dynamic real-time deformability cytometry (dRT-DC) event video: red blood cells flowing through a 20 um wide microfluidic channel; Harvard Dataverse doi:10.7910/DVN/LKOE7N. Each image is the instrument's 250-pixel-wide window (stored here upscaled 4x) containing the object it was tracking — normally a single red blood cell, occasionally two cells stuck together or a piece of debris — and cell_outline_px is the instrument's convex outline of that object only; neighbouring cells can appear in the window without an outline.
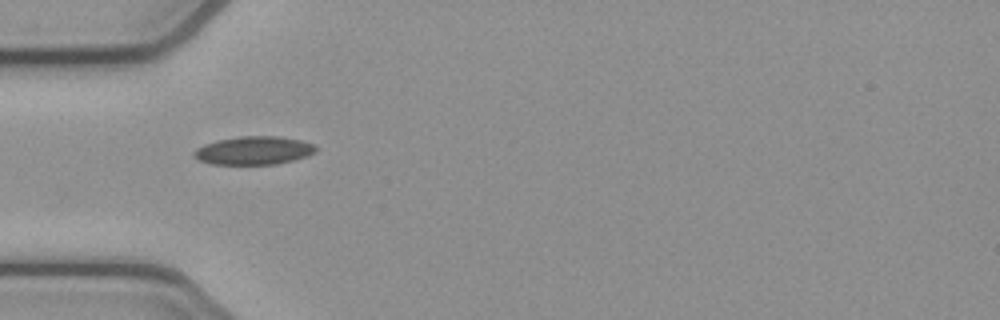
{"species": "common noctule bat (a hibernating species)", "species_latin": "Nyctalus noctula", "temperature_condition": "cold", "stored_images_in_passage": 4, "camera_frame_rate_fps": 3000, "um_per_image_px": 0.085, "animal": {"sex": "female", "body_mass_g": 21.9}, "frame": {"image": 1, "passage_image": 1, "time_ms": 0.0, "image_size_px": [1000, 320], "cell_outline_px": [[316, 152], [308, 156], [276, 164], [212, 164], [200, 160], [192, 156], [192, 152], [196, 148], [204, 144], [216, 140], [240, 136], [280, 136], [300, 140], [312, 144], [316, 148]], "centroid_in_image_um": [21.54, 12.79], "position_along_channel_um": 63.5, "area_um2": 20.11}}
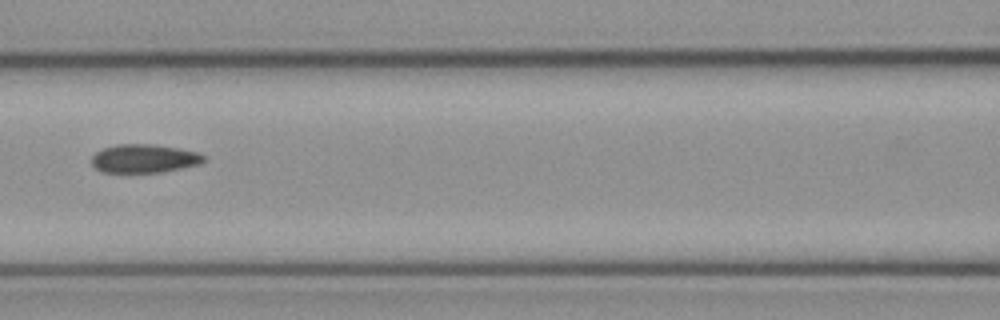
{"frame": {"image": 2, "passage_image": 3, "time_ms": 0.667, "image_size_px": [1000, 320], "cell_outline_px": [[204, 160], [200, 164], [160, 172], [100, 172], [92, 164], [92, 156], [96, 152], [104, 148], [116, 144], [152, 144], [176, 148], [196, 152], [204, 156]], "centroid_in_image_um": [12.21, 13.47], "position_along_channel_um": 154.4, "area_um2": 18.38}}
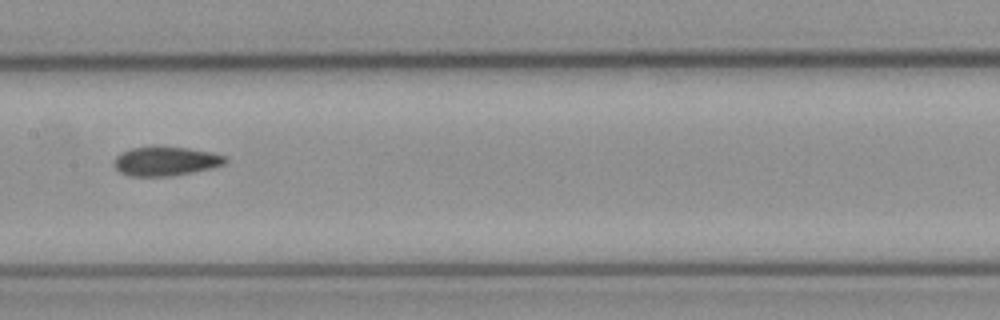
{"frame": {"image": 3, "passage_image": 4, "time_ms": 1.0, "image_size_px": [1000, 320], "cell_outline_px": [[228, 160], [224, 164], [212, 168], [192, 172], [168, 176], [128, 176], [120, 172], [112, 164], [116, 156], [120, 152], [132, 148], [188, 148], [212, 152], [224, 156]], "centroid_in_image_um": [14.06, 13.72], "position_along_channel_um": 193.3, "area_um2": 18.55}}